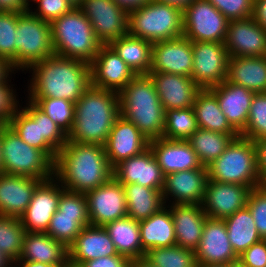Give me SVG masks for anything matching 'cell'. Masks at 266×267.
Returning <instances> with one entry per match:
<instances>
[{"label": "cell", "instance_id": "cell-4", "mask_svg": "<svg viewBox=\"0 0 266 267\" xmlns=\"http://www.w3.org/2000/svg\"><path fill=\"white\" fill-rule=\"evenodd\" d=\"M118 95L120 115L149 141L163 137L165 110L149 74L135 75Z\"/></svg>", "mask_w": 266, "mask_h": 267}, {"label": "cell", "instance_id": "cell-5", "mask_svg": "<svg viewBox=\"0 0 266 267\" xmlns=\"http://www.w3.org/2000/svg\"><path fill=\"white\" fill-rule=\"evenodd\" d=\"M54 53L91 63L102 45L79 7L50 23Z\"/></svg>", "mask_w": 266, "mask_h": 267}, {"label": "cell", "instance_id": "cell-59", "mask_svg": "<svg viewBox=\"0 0 266 267\" xmlns=\"http://www.w3.org/2000/svg\"><path fill=\"white\" fill-rule=\"evenodd\" d=\"M129 267H156L152 265L146 258H137L130 261Z\"/></svg>", "mask_w": 266, "mask_h": 267}, {"label": "cell", "instance_id": "cell-21", "mask_svg": "<svg viewBox=\"0 0 266 267\" xmlns=\"http://www.w3.org/2000/svg\"><path fill=\"white\" fill-rule=\"evenodd\" d=\"M112 168L120 162L143 153L149 148V140L129 120L119 115L104 145Z\"/></svg>", "mask_w": 266, "mask_h": 267}, {"label": "cell", "instance_id": "cell-3", "mask_svg": "<svg viewBox=\"0 0 266 267\" xmlns=\"http://www.w3.org/2000/svg\"><path fill=\"white\" fill-rule=\"evenodd\" d=\"M119 115L118 93L90 86L75 103L73 127L67 134V142L105 145Z\"/></svg>", "mask_w": 266, "mask_h": 267}, {"label": "cell", "instance_id": "cell-35", "mask_svg": "<svg viewBox=\"0 0 266 267\" xmlns=\"http://www.w3.org/2000/svg\"><path fill=\"white\" fill-rule=\"evenodd\" d=\"M104 228L108 231L118 254L130 260L145 256L146 252L141 244L139 221L127 215L107 223Z\"/></svg>", "mask_w": 266, "mask_h": 267}, {"label": "cell", "instance_id": "cell-31", "mask_svg": "<svg viewBox=\"0 0 266 267\" xmlns=\"http://www.w3.org/2000/svg\"><path fill=\"white\" fill-rule=\"evenodd\" d=\"M17 261L68 264V247L47 233L25 232L22 252Z\"/></svg>", "mask_w": 266, "mask_h": 267}, {"label": "cell", "instance_id": "cell-2", "mask_svg": "<svg viewBox=\"0 0 266 267\" xmlns=\"http://www.w3.org/2000/svg\"><path fill=\"white\" fill-rule=\"evenodd\" d=\"M54 177L65 190L86 193L108 182L113 168L104 145L67 142L56 155Z\"/></svg>", "mask_w": 266, "mask_h": 267}, {"label": "cell", "instance_id": "cell-46", "mask_svg": "<svg viewBox=\"0 0 266 267\" xmlns=\"http://www.w3.org/2000/svg\"><path fill=\"white\" fill-rule=\"evenodd\" d=\"M246 207L253 216L258 234L266 239V184L250 191Z\"/></svg>", "mask_w": 266, "mask_h": 267}, {"label": "cell", "instance_id": "cell-53", "mask_svg": "<svg viewBox=\"0 0 266 267\" xmlns=\"http://www.w3.org/2000/svg\"><path fill=\"white\" fill-rule=\"evenodd\" d=\"M29 9L24 0H0V11L24 13Z\"/></svg>", "mask_w": 266, "mask_h": 267}, {"label": "cell", "instance_id": "cell-44", "mask_svg": "<svg viewBox=\"0 0 266 267\" xmlns=\"http://www.w3.org/2000/svg\"><path fill=\"white\" fill-rule=\"evenodd\" d=\"M240 136L253 142L266 138V93H255L245 129Z\"/></svg>", "mask_w": 266, "mask_h": 267}, {"label": "cell", "instance_id": "cell-10", "mask_svg": "<svg viewBox=\"0 0 266 267\" xmlns=\"http://www.w3.org/2000/svg\"><path fill=\"white\" fill-rule=\"evenodd\" d=\"M54 54L50 23L34 16L30 11L18 17L15 41V72Z\"/></svg>", "mask_w": 266, "mask_h": 267}, {"label": "cell", "instance_id": "cell-12", "mask_svg": "<svg viewBox=\"0 0 266 267\" xmlns=\"http://www.w3.org/2000/svg\"><path fill=\"white\" fill-rule=\"evenodd\" d=\"M182 16L183 36L190 41L224 43L229 20L209 1L195 0Z\"/></svg>", "mask_w": 266, "mask_h": 267}, {"label": "cell", "instance_id": "cell-13", "mask_svg": "<svg viewBox=\"0 0 266 267\" xmlns=\"http://www.w3.org/2000/svg\"><path fill=\"white\" fill-rule=\"evenodd\" d=\"M193 68L191 78L201 89H209L228 77V60L224 43L192 42Z\"/></svg>", "mask_w": 266, "mask_h": 267}, {"label": "cell", "instance_id": "cell-38", "mask_svg": "<svg viewBox=\"0 0 266 267\" xmlns=\"http://www.w3.org/2000/svg\"><path fill=\"white\" fill-rule=\"evenodd\" d=\"M224 221L231 247L237 256L262 239L247 207L236 211Z\"/></svg>", "mask_w": 266, "mask_h": 267}, {"label": "cell", "instance_id": "cell-51", "mask_svg": "<svg viewBox=\"0 0 266 267\" xmlns=\"http://www.w3.org/2000/svg\"><path fill=\"white\" fill-rule=\"evenodd\" d=\"M130 261L128 257L118 254L86 261L80 267H129Z\"/></svg>", "mask_w": 266, "mask_h": 267}, {"label": "cell", "instance_id": "cell-1", "mask_svg": "<svg viewBox=\"0 0 266 267\" xmlns=\"http://www.w3.org/2000/svg\"><path fill=\"white\" fill-rule=\"evenodd\" d=\"M27 98H57L76 103L91 86L90 64L58 54L34 63Z\"/></svg>", "mask_w": 266, "mask_h": 267}, {"label": "cell", "instance_id": "cell-39", "mask_svg": "<svg viewBox=\"0 0 266 267\" xmlns=\"http://www.w3.org/2000/svg\"><path fill=\"white\" fill-rule=\"evenodd\" d=\"M239 136L240 134H225L198 128L186 141L197 154L200 163L207 167Z\"/></svg>", "mask_w": 266, "mask_h": 267}, {"label": "cell", "instance_id": "cell-56", "mask_svg": "<svg viewBox=\"0 0 266 267\" xmlns=\"http://www.w3.org/2000/svg\"><path fill=\"white\" fill-rule=\"evenodd\" d=\"M154 1L161 4L176 7L183 12L195 0H154Z\"/></svg>", "mask_w": 266, "mask_h": 267}, {"label": "cell", "instance_id": "cell-17", "mask_svg": "<svg viewBox=\"0 0 266 267\" xmlns=\"http://www.w3.org/2000/svg\"><path fill=\"white\" fill-rule=\"evenodd\" d=\"M61 187L55 177L44 180L37 186L26 211L20 217L26 232L47 231L50 220L58 209Z\"/></svg>", "mask_w": 266, "mask_h": 267}, {"label": "cell", "instance_id": "cell-19", "mask_svg": "<svg viewBox=\"0 0 266 267\" xmlns=\"http://www.w3.org/2000/svg\"><path fill=\"white\" fill-rule=\"evenodd\" d=\"M250 191L247 186L208 179L201 205L208 218L224 220L246 207Z\"/></svg>", "mask_w": 266, "mask_h": 267}, {"label": "cell", "instance_id": "cell-36", "mask_svg": "<svg viewBox=\"0 0 266 267\" xmlns=\"http://www.w3.org/2000/svg\"><path fill=\"white\" fill-rule=\"evenodd\" d=\"M136 74H149L153 43L130 34L123 35L109 44Z\"/></svg>", "mask_w": 266, "mask_h": 267}, {"label": "cell", "instance_id": "cell-66", "mask_svg": "<svg viewBox=\"0 0 266 267\" xmlns=\"http://www.w3.org/2000/svg\"><path fill=\"white\" fill-rule=\"evenodd\" d=\"M25 1V3H26V5L29 7V8H31V6H30V2H36L37 0H24Z\"/></svg>", "mask_w": 266, "mask_h": 267}, {"label": "cell", "instance_id": "cell-54", "mask_svg": "<svg viewBox=\"0 0 266 267\" xmlns=\"http://www.w3.org/2000/svg\"><path fill=\"white\" fill-rule=\"evenodd\" d=\"M253 19L266 30V0H254Z\"/></svg>", "mask_w": 266, "mask_h": 267}, {"label": "cell", "instance_id": "cell-41", "mask_svg": "<svg viewBox=\"0 0 266 267\" xmlns=\"http://www.w3.org/2000/svg\"><path fill=\"white\" fill-rule=\"evenodd\" d=\"M144 258L156 267H198L195 251L178 245L149 249Z\"/></svg>", "mask_w": 266, "mask_h": 267}, {"label": "cell", "instance_id": "cell-50", "mask_svg": "<svg viewBox=\"0 0 266 267\" xmlns=\"http://www.w3.org/2000/svg\"><path fill=\"white\" fill-rule=\"evenodd\" d=\"M238 261L245 267H266V239L251 245L238 256Z\"/></svg>", "mask_w": 266, "mask_h": 267}, {"label": "cell", "instance_id": "cell-25", "mask_svg": "<svg viewBox=\"0 0 266 267\" xmlns=\"http://www.w3.org/2000/svg\"><path fill=\"white\" fill-rule=\"evenodd\" d=\"M149 75L165 111L193 107L201 88L191 77L161 72H150Z\"/></svg>", "mask_w": 266, "mask_h": 267}, {"label": "cell", "instance_id": "cell-45", "mask_svg": "<svg viewBox=\"0 0 266 267\" xmlns=\"http://www.w3.org/2000/svg\"><path fill=\"white\" fill-rule=\"evenodd\" d=\"M22 13L0 11V58L15 70V41L18 17Z\"/></svg>", "mask_w": 266, "mask_h": 267}, {"label": "cell", "instance_id": "cell-18", "mask_svg": "<svg viewBox=\"0 0 266 267\" xmlns=\"http://www.w3.org/2000/svg\"><path fill=\"white\" fill-rule=\"evenodd\" d=\"M224 45L229 57L266 56V30L253 17L231 20Z\"/></svg>", "mask_w": 266, "mask_h": 267}, {"label": "cell", "instance_id": "cell-20", "mask_svg": "<svg viewBox=\"0 0 266 267\" xmlns=\"http://www.w3.org/2000/svg\"><path fill=\"white\" fill-rule=\"evenodd\" d=\"M192 68V41L185 36L153 43L150 72L191 77Z\"/></svg>", "mask_w": 266, "mask_h": 267}, {"label": "cell", "instance_id": "cell-64", "mask_svg": "<svg viewBox=\"0 0 266 267\" xmlns=\"http://www.w3.org/2000/svg\"><path fill=\"white\" fill-rule=\"evenodd\" d=\"M16 265V266H15ZM6 267H22L19 262L11 261Z\"/></svg>", "mask_w": 266, "mask_h": 267}, {"label": "cell", "instance_id": "cell-37", "mask_svg": "<svg viewBox=\"0 0 266 267\" xmlns=\"http://www.w3.org/2000/svg\"><path fill=\"white\" fill-rule=\"evenodd\" d=\"M127 215L136 221L149 218L165 206L162 191L137 183L125 184Z\"/></svg>", "mask_w": 266, "mask_h": 267}, {"label": "cell", "instance_id": "cell-55", "mask_svg": "<svg viewBox=\"0 0 266 267\" xmlns=\"http://www.w3.org/2000/svg\"><path fill=\"white\" fill-rule=\"evenodd\" d=\"M125 12H132L140 7H143L153 0H112Z\"/></svg>", "mask_w": 266, "mask_h": 267}, {"label": "cell", "instance_id": "cell-8", "mask_svg": "<svg viewBox=\"0 0 266 267\" xmlns=\"http://www.w3.org/2000/svg\"><path fill=\"white\" fill-rule=\"evenodd\" d=\"M2 172L48 180L54 177V162L41 150L27 145L8 124L1 125Z\"/></svg>", "mask_w": 266, "mask_h": 267}, {"label": "cell", "instance_id": "cell-47", "mask_svg": "<svg viewBox=\"0 0 266 267\" xmlns=\"http://www.w3.org/2000/svg\"><path fill=\"white\" fill-rule=\"evenodd\" d=\"M229 21L253 16L254 0H207Z\"/></svg>", "mask_w": 266, "mask_h": 267}, {"label": "cell", "instance_id": "cell-42", "mask_svg": "<svg viewBox=\"0 0 266 267\" xmlns=\"http://www.w3.org/2000/svg\"><path fill=\"white\" fill-rule=\"evenodd\" d=\"M25 232L20 218L0 215V252L10 261L20 257Z\"/></svg>", "mask_w": 266, "mask_h": 267}, {"label": "cell", "instance_id": "cell-16", "mask_svg": "<svg viewBox=\"0 0 266 267\" xmlns=\"http://www.w3.org/2000/svg\"><path fill=\"white\" fill-rule=\"evenodd\" d=\"M136 74L110 45H101L90 63L91 86L119 93Z\"/></svg>", "mask_w": 266, "mask_h": 267}, {"label": "cell", "instance_id": "cell-9", "mask_svg": "<svg viewBox=\"0 0 266 267\" xmlns=\"http://www.w3.org/2000/svg\"><path fill=\"white\" fill-rule=\"evenodd\" d=\"M128 34L151 43L183 36L182 11L154 0L128 13Z\"/></svg>", "mask_w": 266, "mask_h": 267}, {"label": "cell", "instance_id": "cell-33", "mask_svg": "<svg viewBox=\"0 0 266 267\" xmlns=\"http://www.w3.org/2000/svg\"><path fill=\"white\" fill-rule=\"evenodd\" d=\"M142 249L176 245L174 220L166 205L147 219L139 221Z\"/></svg>", "mask_w": 266, "mask_h": 267}, {"label": "cell", "instance_id": "cell-22", "mask_svg": "<svg viewBox=\"0 0 266 267\" xmlns=\"http://www.w3.org/2000/svg\"><path fill=\"white\" fill-rule=\"evenodd\" d=\"M207 180L208 171L205 166L167 174L162 191L164 204L169 199V204H202Z\"/></svg>", "mask_w": 266, "mask_h": 267}, {"label": "cell", "instance_id": "cell-7", "mask_svg": "<svg viewBox=\"0 0 266 267\" xmlns=\"http://www.w3.org/2000/svg\"><path fill=\"white\" fill-rule=\"evenodd\" d=\"M27 102L7 124L27 145L43 151L54 162L67 143V134L33 102Z\"/></svg>", "mask_w": 266, "mask_h": 267}, {"label": "cell", "instance_id": "cell-6", "mask_svg": "<svg viewBox=\"0 0 266 267\" xmlns=\"http://www.w3.org/2000/svg\"><path fill=\"white\" fill-rule=\"evenodd\" d=\"M207 171L209 180L240 184L251 190L263 185L255 142L242 136L233 139L223 154L207 166Z\"/></svg>", "mask_w": 266, "mask_h": 267}, {"label": "cell", "instance_id": "cell-57", "mask_svg": "<svg viewBox=\"0 0 266 267\" xmlns=\"http://www.w3.org/2000/svg\"><path fill=\"white\" fill-rule=\"evenodd\" d=\"M14 71L15 70L6 60L0 58V83L9 78V76L12 75Z\"/></svg>", "mask_w": 266, "mask_h": 267}, {"label": "cell", "instance_id": "cell-28", "mask_svg": "<svg viewBox=\"0 0 266 267\" xmlns=\"http://www.w3.org/2000/svg\"><path fill=\"white\" fill-rule=\"evenodd\" d=\"M42 181L0 172V215L20 218Z\"/></svg>", "mask_w": 266, "mask_h": 267}, {"label": "cell", "instance_id": "cell-26", "mask_svg": "<svg viewBox=\"0 0 266 267\" xmlns=\"http://www.w3.org/2000/svg\"><path fill=\"white\" fill-rule=\"evenodd\" d=\"M112 255L118 253L104 226L83 227L68 247L69 264L78 267L86 261Z\"/></svg>", "mask_w": 266, "mask_h": 267}, {"label": "cell", "instance_id": "cell-49", "mask_svg": "<svg viewBox=\"0 0 266 267\" xmlns=\"http://www.w3.org/2000/svg\"><path fill=\"white\" fill-rule=\"evenodd\" d=\"M7 78L4 82L0 83V123L7 124L11 117L16 113V111L20 108L19 100L15 94L16 89L14 91V85H10L11 82ZM12 86V87H11ZM11 88V89H10Z\"/></svg>", "mask_w": 266, "mask_h": 267}, {"label": "cell", "instance_id": "cell-11", "mask_svg": "<svg viewBox=\"0 0 266 267\" xmlns=\"http://www.w3.org/2000/svg\"><path fill=\"white\" fill-rule=\"evenodd\" d=\"M89 225L88 203L85 193L65 190L62 186L58 209L50 220L45 233L69 247L82 228Z\"/></svg>", "mask_w": 266, "mask_h": 267}, {"label": "cell", "instance_id": "cell-15", "mask_svg": "<svg viewBox=\"0 0 266 267\" xmlns=\"http://www.w3.org/2000/svg\"><path fill=\"white\" fill-rule=\"evenodd\" d=\"M90 225L105 226L127 216L124 186L112 177L108 182L85 193Z\"/></svg>", "mask_w": 266, "mask_h": 267}, {"label": "cell", "instance_id": "cell-52", "mask_svg": "<svg viewBox=\"0 0 266 267\" xmlns=\"http://www.w3.org/2000/svg\"><path fill=\"white\" fill-rule=\"evenodd\" d=\"M257 149V169L262 181L266 184V138L255 142Z\"/></svg>", "mask_w": 266, "mask_h": 267}, {"label": "cell", "instance_id": "cell-58", "mask_svg": "<svg viewBox=\"0 0 266 267\" xmlns=\"http://www.w3.org/2000/svg\"><path fill=\"white\" fill-rule=\"evenodd\" d=\"M22 267H65L67 264H45L32 261H17Z\"/></svg>", "mask_w": 266, "mask_h": 267}, {"label": "cell", "instance_id": "cell-60", "mask_svg": "<svg viewBox=\"0 0 266 267\" xmlns=\"http://www.w3.org/2000/svg\"><path fill=\"white\" fill-rule=\"evenodd\" d=\"M11 261L0 252V267H6Z\"/></svg>", "mask_w": 266, "mask_h": 267}, {"label": "cell", "instance_id": "cell-65", "mask_svg": "<svg viewBox=\"0 0 266 267\" xmlns=\"http://www.w3.org/2000/svg\"><path fill=\"white\" fill-rule=\"evenodd\" d=\"M229 267H245L239 261L229 264Z\"/></svg>", "mask_w": 266, "mask_h": 267}, {"label": "cell", "instance_id": "cell-43", "mask_svg": "<svg viewBox=\"0 0 266 267\" xmlns=\"http://www.w3.org/2000/svg\"><path fill=\"white\" fill-rule=\"evenodd\" d=\"M41 111L55 122L60 129L68 134L74 122L75 104L66 99L57 98H28Z\"/></svg>", "mask_w": 266, "mask_h": 267}, {"label": "cell", "instance_id": "cell-23", "mask_svg": "<svg viewBox=\"0 0 266 267\" xmlns=\"http://www.w3.org/2000/svg\"><path fill=\"white\" fill-rule=\"evenodd\" d=\"M195 254L198 264H231L238 261V256L231 247L224 220L206 219Z\"/></svg>", "mask_w": 266, "mask_h": 267}, {"label": "cell", "instance_id": "cell-30", "mask_svg": "<svg viewBox=\"0 0 266 267\" xmlns=\"http://www.w3.org/2000/svg\"><path fill=\"white\" fill-rule=\"evenodd\" d=\"M176 245L194 250L198 247L204 224L208 218L201 204H171Z\"/></svg>", "mask_w": 266, "mask_h": 267}, {"label": "cell", "instance_id": "cell-63", "mask_svg": "<svg viewBox=\"0 0 266 267\" xmlns=\"http://www.w3.org/2000/svg\"><path fill=\"white\" fill-rule=\"evenodd\" d=\"M69 2L73 7H79L82 0H66Z\"/></svg>", "mask_w": 266, "mask_h": 267}, {"label": "cell", "instance_id": "cell-29", "mask_svg": "<svg viewBox=\"0 0 266 267\" xmlns=\"http://www.w3.org/2000/svg\"><path fill=\"white\" fill-rule=\"evenodd\" d=\"M209 90L216 96L230 125L240 134L247 125L248 113L255 93L243 86L230 83L227 79Z\"/></svg>", "mask_w": 266, "mask_h": 267}, {"label": "cell", "instance_id": "cell-67", "mask_svg": "<svg viewBox=\"0 0 266 267\" xmlns=\"http://www.w3.org/2000/svg\"><path fill=\"white\" fill-rule=\"evenodd\" d=\"M65 267H78V266H74L68 263Z\"/></svg>", "mask_w": 266, "mask_h": 267}, {"label": "cell", "instance_id": "cell-24", "mask_svg": "<svg viewBox=\"0 0 266 267\" xmlns=\"http://www.w3.org/2000/svg\"><path fill=\"white\" fill-rule=\"evenodd\" d=\"M113 177L122 185L137 183L159 191H163L165 183V175L150 148L117 164Z\"/></svg>", "mask_w": 266, "mask_h": 267}, {"label": "cell", "instance_id": "cell-14", "mask_svg": "<svg viewBox=\"0 0 266 267\" xmlns=\"http://www.w3.org/2000/svg\"><path fill=\"white\" fill-rule=\"evenodd\" d=\"M79 8L102 45L128 34V13L112 0H82Z\"/></svg>", "mask_w": 266, "mask_h": 267}, {"label": "cell", "instance_id": "cell-27", "mask_svg": "<svg viewBox=\"0 0 266 267\" xmlns=\"http://www.w3.org/2000/svg\"><path fill=\"white\" fill-rule=\"evenodd\" d=\"M149 148L165 176L203 167L186 140L153 139L149 141Z\"/></svg>", "mask_w": 266, "mask_h": 267}, {"label": "cell", "instance_id": "cell-34", "mask_svg": "<svg viewBox=\"0 0 266 267\" xmlns=\"http://www.w3.org/2000/svg\"><path fill=\"white\" fill-rule=\"evenodd\" d=\"M193 109L198 128L225 134H239L230 125L216 96L209 89H201L196 94Z\"/></svg>", "mask_w": 266, "mask_h": 267}, {"label": "cell", "instance_id": "cell-62", "mask_svg": "<svg viewBox=\"0 0 266 267\" xmlns=\"http://www.w3.org/2000/svg\"><path fill=\"white\" fill-rule=\"evenodd\" d=\"M2 139H1V126H0V172H2Z\"/></svg>", "mask_w": 266, "mask_h": 267}, {"label": "cell", "instance_id": "cell-48", "mask_svg": "<svg viewBox=\"0 0 266 267\" xmlns=\"http://www.w3.org/2000/svg\"><path fill=\"white\" fill-rule=\"evenodd\" d=\"M37 4L36 11H29L41 20L51 23L53 20L60 18L62 15L69 12L74 8L66 0H37L34 2Z\"/></svg>", "mask_w": 266, "mask_h": 267}, {"label": "cell", "instance_id": "cell-32", "mask_svg": "<svg viewBox=\"0 0 266 267\" xmlns=\"http://www.w3.org/2000/svg\"><path fill=\"white\" fill-rule=\"evenodd\" d=\"M227 80L254 93H266V56L229 57Z\"/></svg>", "mask_w": 266, "mask_h": 267}, {"label": "cell", "instance_id": "cell-40", "mask_svg": "<svg viewBox=\"0 0 266 267\" xmlns=\"http://www.w3.org/2000/svg\"><path fill=\"white\" fill-rule=\"evenodd\" d=\"M198 129L193 107L165 111L163 137L170 140H187Z\"/></svg>", "mask_w": 266, "mask_h": 267}, {"label": "cell", "instance_id": "cell-61", "mask_svg": "<svg viewBox=\"0 0 266 267\" xmlns=\"http://www.w3.org/2000/svg\"><path fill=\"white\" fill-rule=\"evenodd\" d=\"M198 267H229V264H198Z\"/></svg>", "mask_w": 266, "mask_h": 267}]
</instances>
